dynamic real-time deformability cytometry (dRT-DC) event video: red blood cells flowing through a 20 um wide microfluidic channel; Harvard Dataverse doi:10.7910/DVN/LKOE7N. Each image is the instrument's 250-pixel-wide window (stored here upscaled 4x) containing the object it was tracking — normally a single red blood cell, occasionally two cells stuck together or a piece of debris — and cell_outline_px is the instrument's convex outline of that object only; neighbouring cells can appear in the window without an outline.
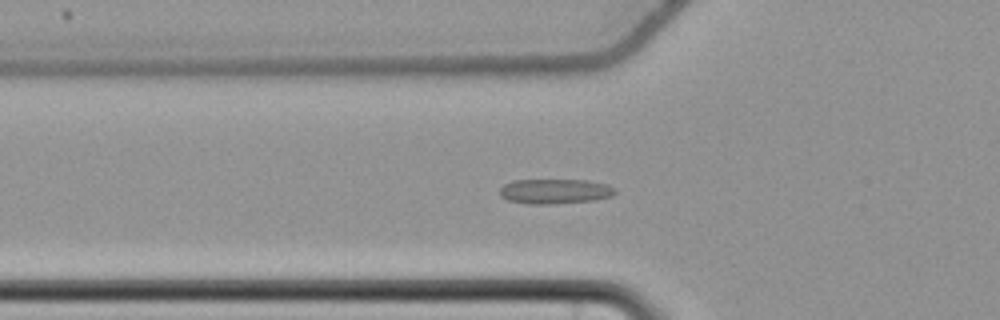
{"species": "common noctule bat (a hibernating species)", "species_latin": "Nyctalus noctula", "temperature_condition": "cold", "stored_images_in_passage": 38, "camera_frame_rate_fps": 3000, "um_per_image_px": 0.085, "animal": {"sex": "female", "body_mass_g": 22.7, "forearm_length_mm": 54.2}, "frame": {"image": 1, "passage_image": 2, "time_ms": 0.333, "image_size_px": [1000, 320], "cell_outline_px": [[616, 192], [612, 196], [592, 200], [548, 204], [528, 204], [508, 200], [500, 196], [500, 188], [504, 184], [512, 180], [588, 180], [608, 184], [616, 188]], "centroid_in_image_um": [47.17, 16.25], "position_along_channel_um": 78.6, "area_um2": 16.76}}
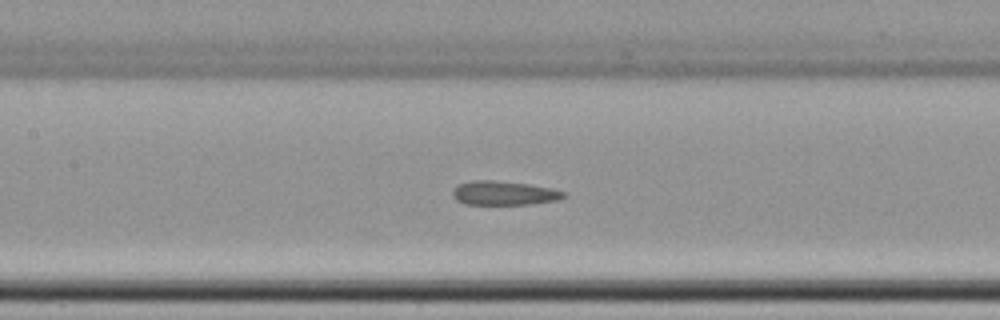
{"frame": {"image": 2, "passage_image": 9, "time_ms": 2.667, "image_size_px": [1000, 320], "cell_outline_px": [[568, 196], [560, 200], [532, 204], [464, 204], [456, 200], [452, 196], [452, 188], [460, 184], [472, 180], [496, 180], [528, 184], [552, 188], [564, 192]], "centroid_in_image_um": [42.85, 16.41], "position_along_channel_um": 164.6, "area_um2": 15.78}}
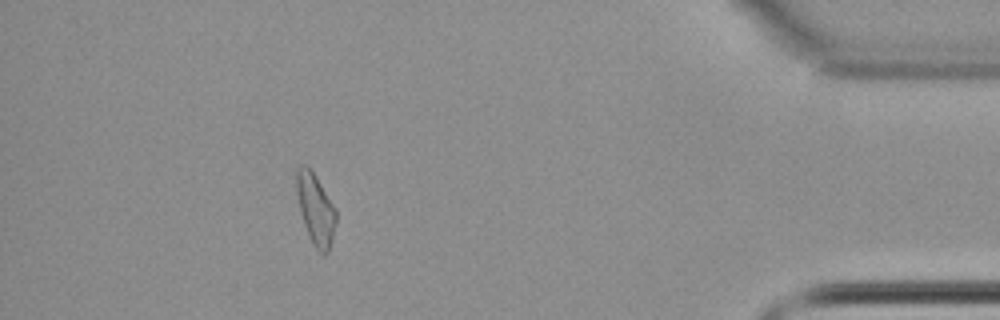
{"frame": {"image": 3, "passage_image": 33, "time_ms": 10.667, "image_size_px": [1000, 320], "cell_outline_px": [[336, 224], [332, 240], [328, 252], [324, 256], [316, 248], [308, 236], [300, 212], [296, 192], [296, 168], [300, 164], [304, 164], [316, 176], [336, 208]], "centroid_in_image_um": [26.82, 17.78], "position_along_channel_um": 408.4, "area_um2": 16.47}, "authors_computed_cell_mechanics": {"area_um2": 16.184, "velocity_mm_per_s": 3.6901, "shape_relaxation_time_tau1_ms": null, "shape_relaxation_time_tau2_ms": 3.2703, "deformation_change_tau1": null, "deformation_change_tau2": 0.0985}}